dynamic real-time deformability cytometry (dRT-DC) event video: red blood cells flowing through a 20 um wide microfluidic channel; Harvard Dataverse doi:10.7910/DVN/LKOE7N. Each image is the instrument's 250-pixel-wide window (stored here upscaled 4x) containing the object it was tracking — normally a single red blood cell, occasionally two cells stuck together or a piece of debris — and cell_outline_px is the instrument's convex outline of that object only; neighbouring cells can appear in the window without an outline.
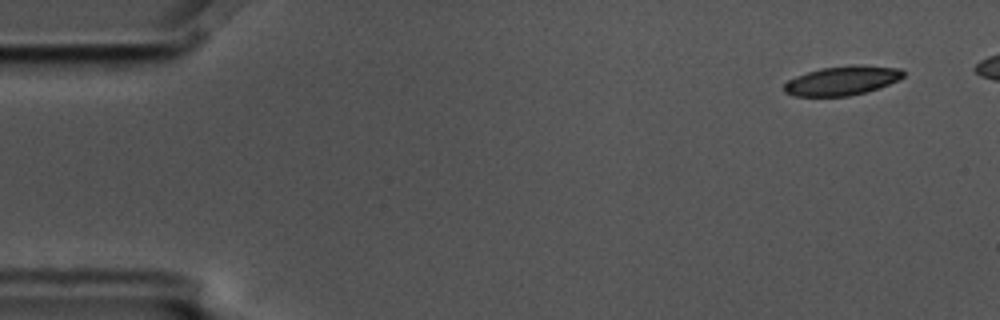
{"species": "common noctule bat (a hibernating species)", "species_latin": "Nyctalus noctula", "temperature_condition": "cold", "stored_images_in_passage": 5, "camera_frame_rate_fps": 3000, "um_per_image_px": 0.085, "animal": {"sex": "male", "body_mass_g": 17.5, "forearm_length_mm": 52.3}, "frame": {"image": 1, "passage_image": 1, "time_ms": 0.0, "image_size_px": [1000, 320], "cell_outline_px": [[904, 76], [880, 88], [848, 96], [792, 96], [784, 92], [784, 84], [788, 80], [796, 76], [820, 68], [852, 64], [860, 64], [900, 68], [904, 72]], "centroid_in_image_um": [71.57, 6.84], "position_along_channel_um": 13.4, "area_um2": 20.35}}